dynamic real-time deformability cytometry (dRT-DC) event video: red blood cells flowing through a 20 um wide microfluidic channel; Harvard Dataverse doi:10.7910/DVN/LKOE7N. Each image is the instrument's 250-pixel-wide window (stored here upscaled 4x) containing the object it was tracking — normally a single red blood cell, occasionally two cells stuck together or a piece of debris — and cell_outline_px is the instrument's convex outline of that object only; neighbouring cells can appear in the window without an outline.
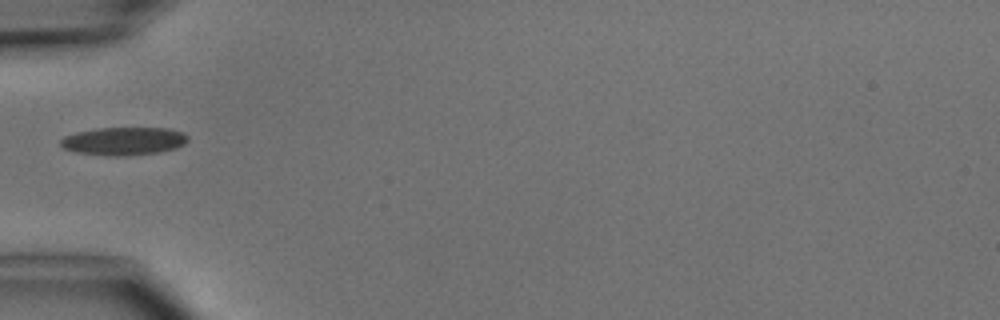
{"species": "common noctule bat (a hibernating species)", "species_latin": "Nyctalus noctula", "temperature_condition": "cold", "stored_images_in_passage": 6, "camera_frame_rate_fps": 3000, "um_per_image_px": 0.085, "animal": {"sex": "male", "body_mass_g": 15.6}, "frame": {"image": 1, "passage_image": 5, "time_ms": 4.667, "image_size_px": [1000, 320], "cell_outline_px": [[188, 140], [184, 144], [176, 148], [160, 152], [124, 156], [108, 156], [76, 152], [64, 148], [60, 144], [60, 140], [64, 136], [76, 132], [96, 128], [168, 128], [184, 132], [188, 136]], "centroid_in_image_um": [10.53, 11.99], "position_along_channel_um": 74.5, "area_um2": 20.92}}